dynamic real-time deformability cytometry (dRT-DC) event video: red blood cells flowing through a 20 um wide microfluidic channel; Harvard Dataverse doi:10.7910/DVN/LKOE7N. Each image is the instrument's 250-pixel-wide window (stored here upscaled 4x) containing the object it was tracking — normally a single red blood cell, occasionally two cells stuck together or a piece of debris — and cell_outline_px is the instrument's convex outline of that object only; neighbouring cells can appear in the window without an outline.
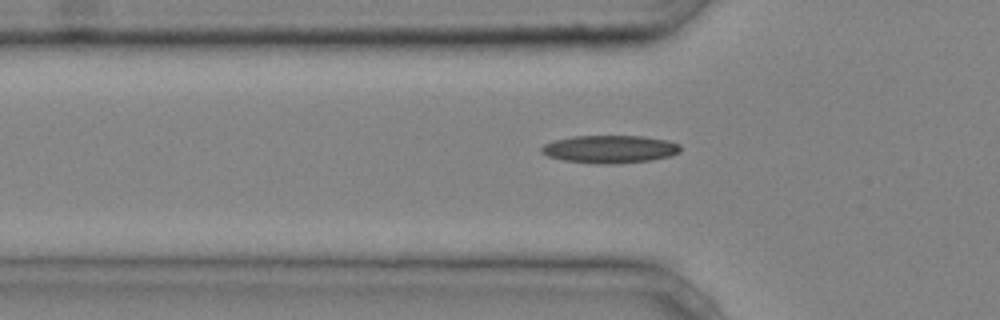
{"species": "common noctule bat (a hibernating species)", "species_latin": "Nyctalus noctula", "temperature_condition": "cold", "stored_images_in_passage": 31, "camera_frame_rate_fps": 3000, "um_per_image_px": 0.085, "animal": {"sex": "male", "body_mass_g": 20.4}, "frame": {"image": 1, "passage_image": 3, "time_ms": 0.667, "image_size_px": [1000, 320], "cell_outline_px": [[680, 152], [672, 156], [652, 160], [620, 164], [596, 164], [564, 160], [548, 156], [540, 152], [540, 148], [544, 144], [552, 140], [572, 136], [644, 136], [668, 140], [680, 144]], "centroid_in_image_um": [51.85, 12.68], "position_along_channel_um": 74.0, "area_um2": 22.89}}
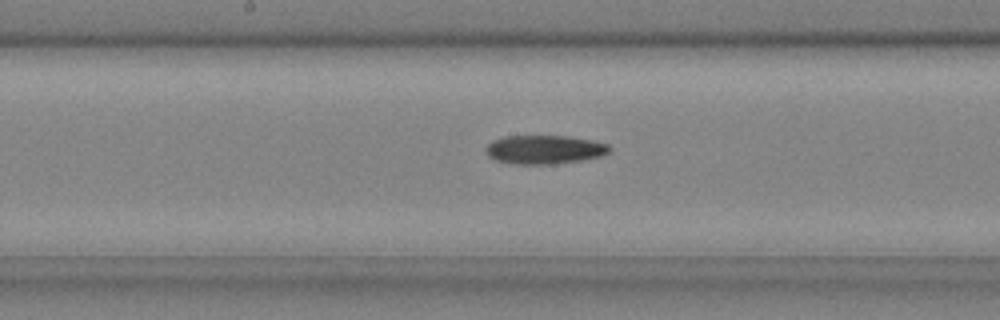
{"frame": {"image": 2, "passage_image": 12, "time_ms": 3.667, "image_size_px": [1000, 320], "cell_outline_px": [[612, 148], [608, 152], [600, 156], [584, 160], [556, 164], [516, 164], [496, 160], [488, 156], [484, 152], [484, 148], [492, 140], [504, 136], [568, 136], [592, 140], [608, 144]], "centroid_in_image_um": [46.26, 12.71], "position_along_channel_um": 201.9, "area_um2": 20.92}}
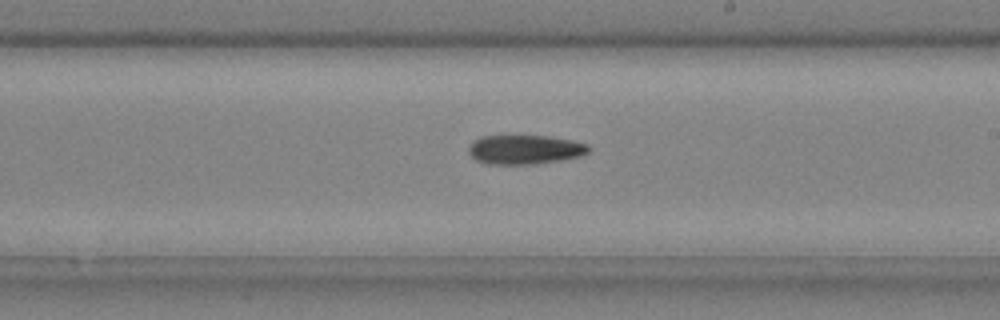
{"frame": {"image": 3, "passage_image": 15, "time_ms": 4.667, "image_size_px": [1000, 320], "cell_outline_px": [[588, 152], [580, 156], [560, 160], [532, 164], [488, 164], [476, 160], [468, 152], [468, 148], [472, 140], [480, 136], [548, 136], [572, 140], [588, 144]], "centroid_in_image_um": [44.57, 12.71], "position_along_channel_um": 244.4, "area_um2": 20.4}}